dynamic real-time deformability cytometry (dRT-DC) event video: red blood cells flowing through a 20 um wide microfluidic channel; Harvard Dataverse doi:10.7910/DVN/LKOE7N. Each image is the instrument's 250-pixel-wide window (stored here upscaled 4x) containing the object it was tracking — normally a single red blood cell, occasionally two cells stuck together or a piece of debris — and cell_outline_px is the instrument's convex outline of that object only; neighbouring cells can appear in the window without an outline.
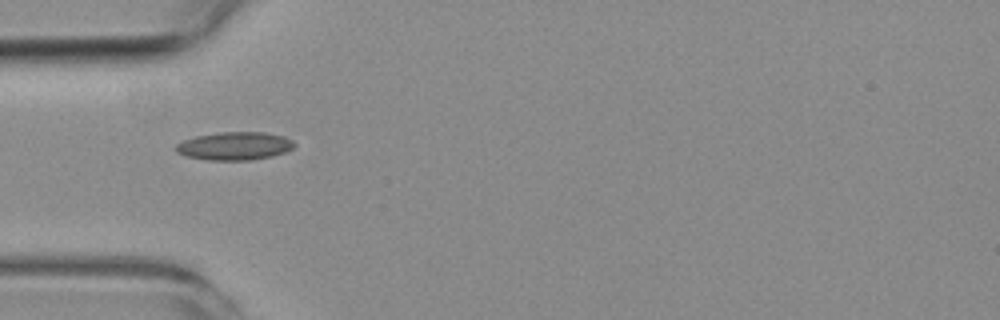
{"species": "common noctule bat (a hibernating species)", "species_latin": "Nyctalus noctula", "temperature_condition": "room temperature", "stored_images_in_passage": 10, "camera_frame_rate_fps": 3000, "um_per_image_px": 0.085, "animal": {"sex": "female", "body_mass_g": 19.3, "forearm_length_mm": 54.1}, "frame": {"image": 1, "passage_image": 5, "time_ms": 5.667, "image_size_px": [1000, 320], "cell_outline_px": [[296, 144], [292, 148], [284, 152], [272, 156], [248, 160], [208, 160], [184, 156], [176, 152], [176, 144], [184, 140], [196, 136], [220, 132], [264, 132], [284, 136], [292, 140]], "centroid_in_image_um": [19.93, 12.41], "position_along_channel_um": 65.1, "area_um2": 19.36}}
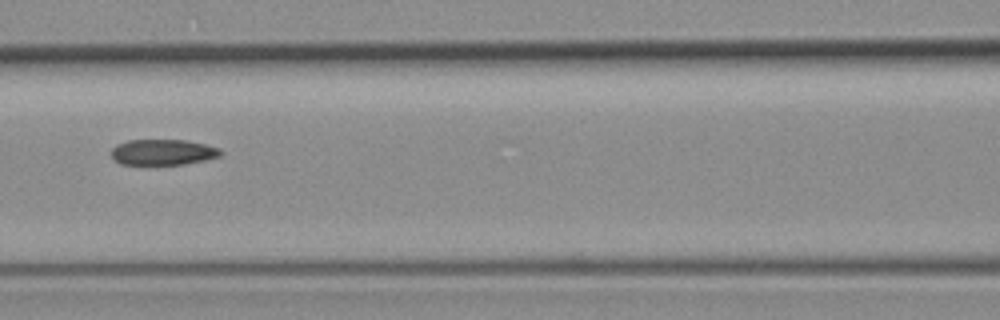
{"frame": {"image": 2, "passage_image": 7, "time_ms": 8.0, "image_size_px": [1000, 320], "cell_outline_px": [[224, 152], [220, 156], [204, 160], [184, 164], [120, 164], [112, 160], [112, 148], [116, 144], [128, 140], [184, 140], [204, 144], [220, 148]], "centroid_in_image_um": [13.83, 12.93], "position_along_channel_um": 152.8, "area_um2": 16.42}}
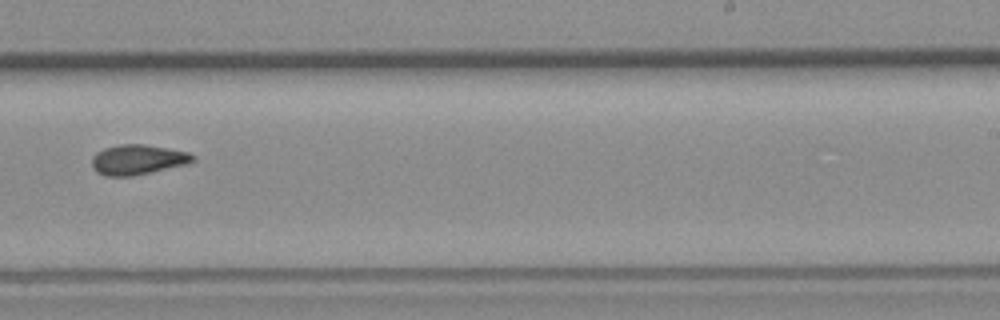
{"frame": {"image": 3, "passage_image": 10, "time_ms": 11.333, "image_size_px": [1000, 320], "cell_outline_px": [[196, 160], [188, 164], [132, 176], [104, 176], [96, 172], [92, 168], [92, 156], [96, 152], [104, 148], [120, 144], [144, 144], [168, 148], [188, 152], [196, 156]], "centroid_in_image_um": [11.7, 13.57], "position_along_channel_um": 277.3, "area_um2": 17.86}}